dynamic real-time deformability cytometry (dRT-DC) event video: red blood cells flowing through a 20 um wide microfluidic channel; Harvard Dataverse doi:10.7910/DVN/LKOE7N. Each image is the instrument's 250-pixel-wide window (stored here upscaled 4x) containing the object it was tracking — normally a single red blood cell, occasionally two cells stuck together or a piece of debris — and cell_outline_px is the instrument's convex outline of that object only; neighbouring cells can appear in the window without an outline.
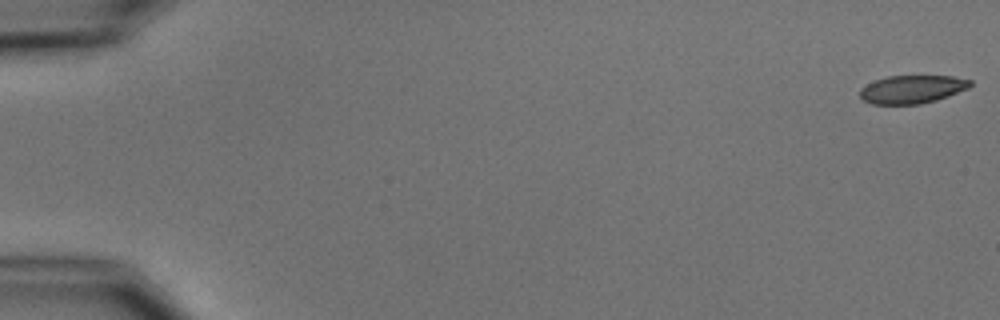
{"species": "common noctule bat (a hibernating species)", "species_latin": "Nyctalus noctula", "temperature_condition": "cold", "stored_images_in_passage": 6, "camera_frame_rate_fps": 3000, "um_per_image_px": 0.085, "animal": {"sex": "male", "body_mass_g": 15.6}, "frame": {"image": 1, "passage_image": 1, "time_ms": 0.0, "image_size_px": [1000, 320], "cell_outline_px": [[972, 84], [968, 88], [948, 96], [936, 100], [920, 104], [872, 104], [864, 100], [860, 96], [860, 88], [876, 80], [888, 76], [952, 76], [972, 80]], "centroid_in_image_um": [77.54, 7.59], "position_along_channel_um": 7.5, "area_um2": 17.98}}
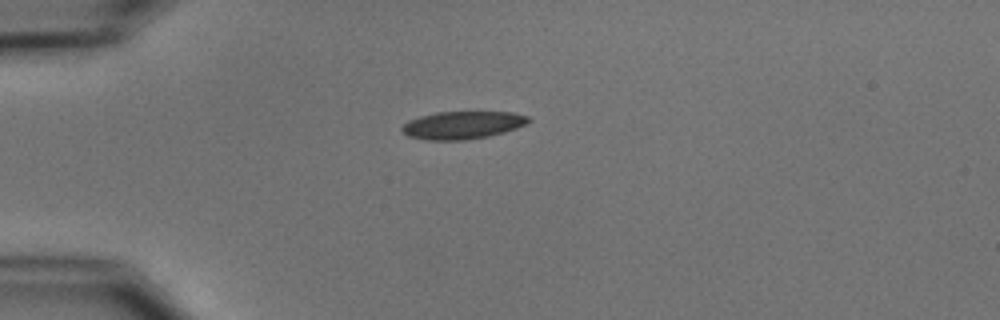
{"frame": {"image": 2, "passage_image": 5, "time_ms": 4.667, "image_size_px": [1000, 320], "cell_outline_px": [[532, 120], [516, 128], [504, 132], [488, 136], [464, 140], [424, 140], [408, 136], [400, 128], [408, 120], [420, 116], [436, 112], [512, 112], [528, 116]], "centroid_in_image_um": [39.29, 10.63], "position_along_channel_um": 45.7, "area_um2": 20.4}}